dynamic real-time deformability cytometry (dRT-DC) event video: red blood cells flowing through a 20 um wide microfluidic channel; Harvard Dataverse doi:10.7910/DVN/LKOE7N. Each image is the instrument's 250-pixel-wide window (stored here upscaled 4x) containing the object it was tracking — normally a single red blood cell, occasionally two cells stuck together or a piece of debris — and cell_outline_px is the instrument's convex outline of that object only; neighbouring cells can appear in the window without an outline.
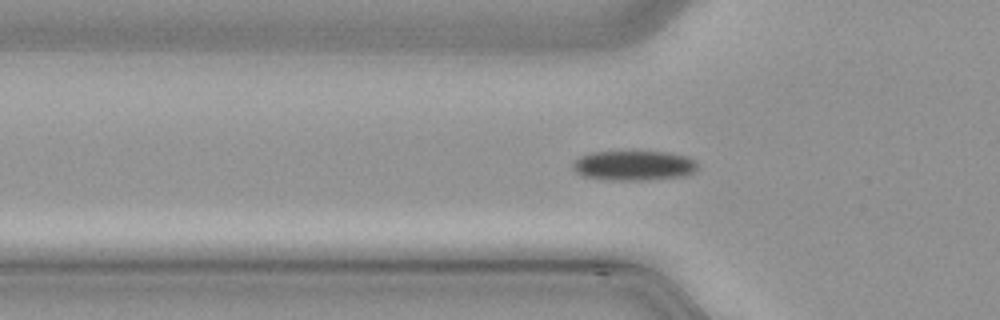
{"species": "common noctule bat (a hibernating species)", "species_latin": "Nyctalus noctula", "temperature_condition": "cold", "stored_images_in_passage": 36, "camera_frame_rate_fps": 3000, "um_per_image_px": 0.085, "animal": {"sex": "male", "body_mass_g": 21.5, "forearm_length_mm": 52.0}, "frame": {"image": 1, "passage_image": 3, "time_ms": 0.667, "image_size_px": [1000, 320], "cell_outline_px": [[696, 168], [692, 172], [684, 176], [648, 180], [608, 180], [584, 176], [576, 172], [572, 168], [572, 164], [580, 156], [592, 152], [668, 152], [688, 156], [696, 160]], "centroid_in_image_um": [53.88, 14.07], "position_along_channel_um": 71.9, "area_um2": 21.68}}
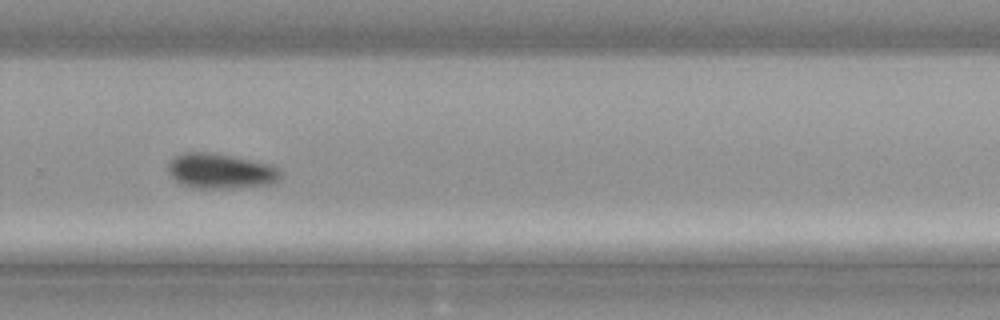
{"frame": {"image": 2, "passage_image": 20, "time_ms": 6.333, "image_size_px": [1000, 320], "cell_outline_px": [[280, 180], [272, 184], [228, 188], [196, 188], [180, 184], [168, 172], [168, 164], [176, 156], [184, 152], [208, 152], [232, 156], [268, 164], [276, 168], [280, 172]], "centroid_in_image_um": [18.73, 14.55], "position_along_channel_um": 311.1, "area_um2": 22.72}}
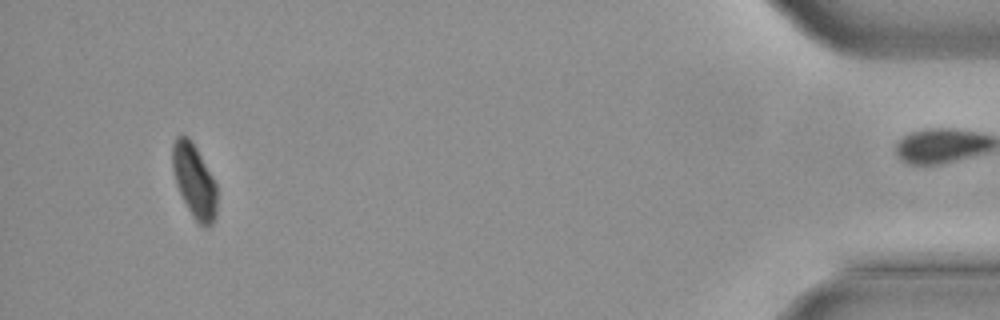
{"frame": {"image": 3, "passage_image": 33, "time_ms": 10.667, "image_size_px": [1000, 320], "cell_outline_px": [[216, 216], [212, 224], [208, 228], [204, 228], [192, 216], [176, 184], [172, 168], [172, 144], [176, 136], [188, 136], [192, 140], [212, 176], [216, 184]], "centroid_in_image_um": [16.51, 15.38], "position_along_channel_um": 418.7, "area_um2": 19.07}}